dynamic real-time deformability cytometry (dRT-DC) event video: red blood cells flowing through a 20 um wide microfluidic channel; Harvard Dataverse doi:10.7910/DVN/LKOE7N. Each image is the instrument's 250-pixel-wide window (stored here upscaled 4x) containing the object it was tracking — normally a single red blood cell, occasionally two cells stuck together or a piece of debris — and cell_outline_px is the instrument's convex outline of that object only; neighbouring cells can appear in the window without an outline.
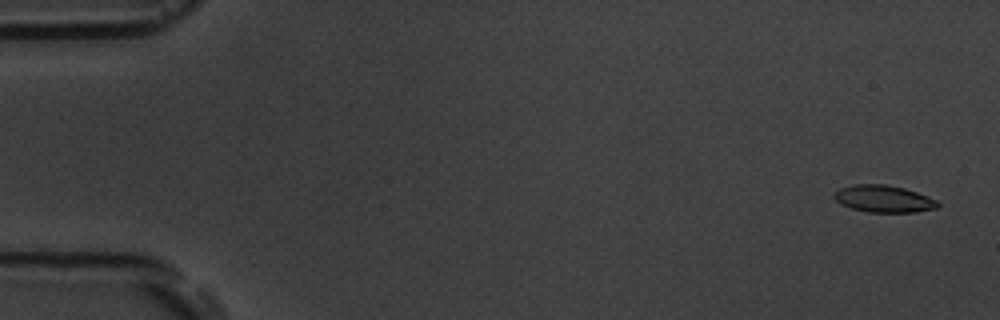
{"species": "common noctule bat (a hibernating species)", "species_latin": "Nyctalus noctula", "temperature_condition": "room temperature", "stored_images_in_passage": 5, "camera_frame_rate_fps": 3000, "um_per_image_px": 0.085, "animal": {"sex": "male", "body_mass_g": 19.5, "forearm_length_mm": 54.6}, "frame": {"image": 1, "passage_image": 1, "time_ms": 0.0, "image_size_px": [1000, 320], "cell_outline_px": [[940, 204], [936, 208], [916, 212], [868, 212], [852, 208], [840, 204], [832, 196], [840, 188], [852, 184], [884, 184], [904, 188], [928, 196], [936, 200]], "centroid_in_image_um": [75.1, 16.89], "position_along_channel_um": 9.9, "area_um2": 16.3}}
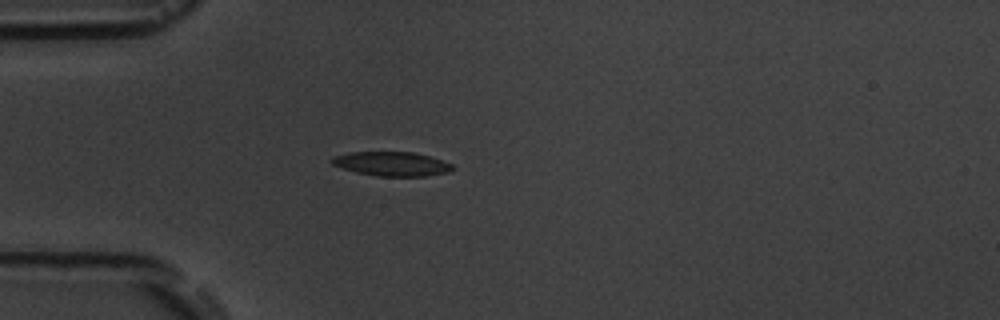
{"frame": {"image": 2, "passage_image": 5, "time_ms": 4.667, "image_size_px": [1000, 320], "cell_outline_px": [[456, 168], [448, 172], [424, 176], [376, 176], [356, 172], [332, 164], [328, 160], [332, 156], [348, 152], [412, 152], [428, 156], [452, 164]], "centroid_in_image_um": [33.26, 13.92], "position_along_channel_um": 51.7, "area_um2": 16.99}}